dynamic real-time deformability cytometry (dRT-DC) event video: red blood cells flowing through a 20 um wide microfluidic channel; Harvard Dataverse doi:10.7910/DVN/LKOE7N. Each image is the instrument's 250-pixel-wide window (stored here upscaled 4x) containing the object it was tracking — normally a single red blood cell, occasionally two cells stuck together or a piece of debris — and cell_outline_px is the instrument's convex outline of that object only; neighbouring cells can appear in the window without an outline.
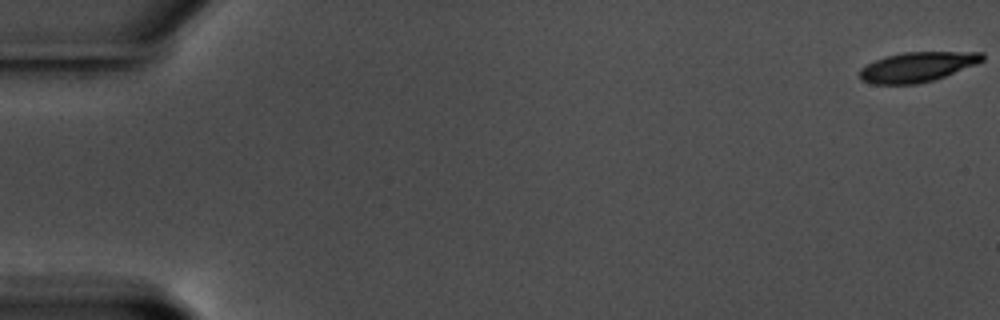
{"species": "common noctule bat (a hibernating species)", "species_latin": "Nyctalus noctula", "temperature_condition": "warm", "stored_images_in_passage": 59, "camera_frame_rate_fps": 3000, "um_per_image_px": 0.085, "animal": {"sex": "male", "body_mass_g": 17.5, "forearm_length_mm": 52.3}, "frame": {"image": 1, "passage_image": 1, "time_ms": 0.0, "image_size_px": [1000, 320], "cell_outline_px": [[984, 60], [976, 64], [944, 76], [932, 80], [916, 84], [872, 84], [860, 80], [860, 68], [884, 56], [904, 52], [984, 52]], "centroid_in_image_um": [77.95, 5.68], "position_along_channel_um": 7.0, "area_um2": 21.21}}
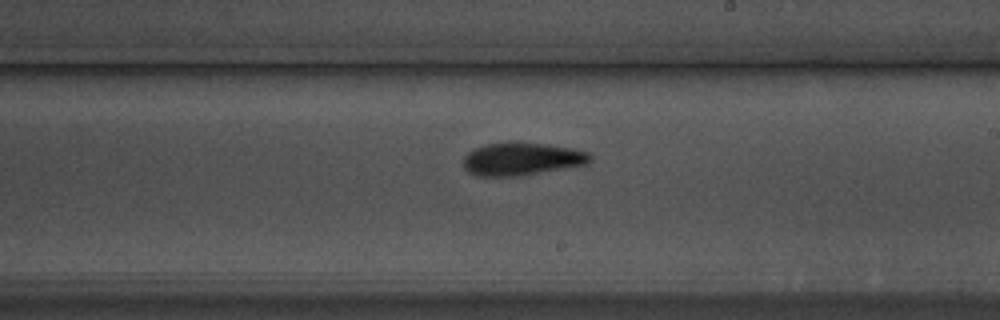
{"frame": {"image": 2, "passage_image": 35, "time_ms": 11.333, "image_size_px": [1000, 320], "cell_outline_px": [[592, 160], [588, 164], [520, 176], [476, 176], [468, 172], [464, 168], [464, 156], [468, 152], [476, 148], [488, 144], [548, 144], [572, 148], [588, 152], [592, 156]], "centroid_in_image_um": [44.38, 13.54], "position_along_channel_um": 244.6, "area_um2": 23.81}}
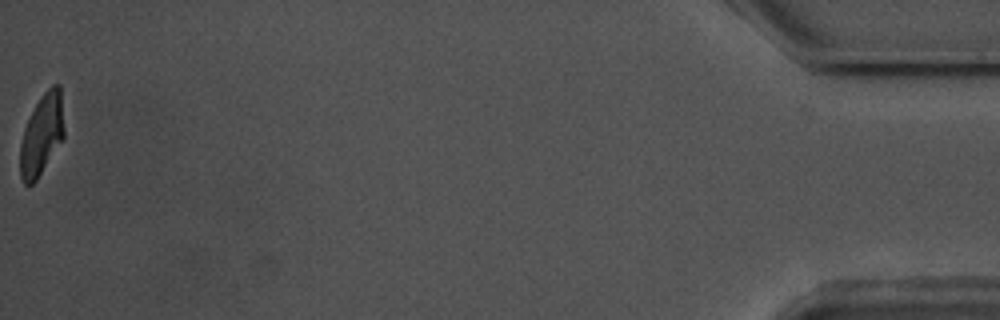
{"frame": {"image": 3, "passage_image": 59, "time_ms": 19.333, "image_size_px": [1000, 320], "cell_outline_px": [[64, 136], [36, 180], [32, 184], [24, 184], [20, 176], [20, 144], [24, 128], [40, 96], [52, 84], [60, 84], [64, 128]], "centroid_in_image_um": [3.54, 11.42], "position_along_channel_um": 431.7, "area_um2": 20.46}, "authors_computed_cell_mechanics": {"area_um2": 22.8888, "velocity_mm_per_s": 3.5387, "shape_relaxation_time_tau1_ms": 4.498, "shape_relaxation_time_tau2_ms": 3.8959, "deformation_change_tau1": 0.1551, "deformation_change_tau2": 0.1172}}